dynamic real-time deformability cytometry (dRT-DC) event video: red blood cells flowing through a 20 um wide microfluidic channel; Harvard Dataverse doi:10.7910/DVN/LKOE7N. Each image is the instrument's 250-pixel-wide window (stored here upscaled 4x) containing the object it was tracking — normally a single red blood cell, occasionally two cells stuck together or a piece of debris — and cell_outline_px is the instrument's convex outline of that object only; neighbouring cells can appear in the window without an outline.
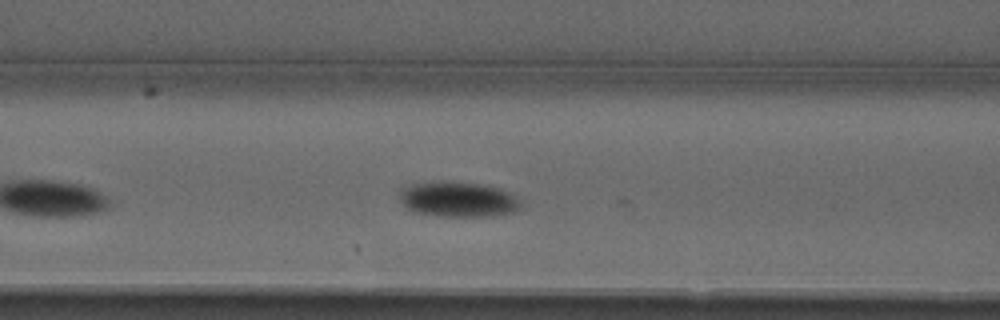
{"species": "common noctule bat (a hibernating species)", "species_latin": "Nyctalus noctula", "temperature_condition": "warm", "stored_images_in_passage": 33, "camera_frame_rate_fps": 3000, "um_per_image_px": 0.085, "animal": {"sex": "male", "forearm_length_mm": 52.5}, "frame": {"image": 1, "passage_image": 10, "time_ms": 3.0, "image_size_px": [1000, 320], "cell_outline_px": [[524, 204], [520, 208], [512, 212], [488, 216], [440, 216], [416, 212], [408, 208], [400, 200], [400, 188], [412, 184], [480, 184], [500, 188], [516, 196]], "centroid_in_image_um": [39.0, 16.98], "position_along_channel_um": 127.6, "area_um2": 23.99}, "authors_computed_cell_mechanics": {"area_um2": 23.6402, "velocity_mm_per_s": 3.656, "shape_relaxation_time_tau1_ms": 3.7899, "shape_relaxation_time_tau2_ms": 6.5325, "deformation_change_tau1": 0.1357, "deformation_change_tau2": 0.0316}}